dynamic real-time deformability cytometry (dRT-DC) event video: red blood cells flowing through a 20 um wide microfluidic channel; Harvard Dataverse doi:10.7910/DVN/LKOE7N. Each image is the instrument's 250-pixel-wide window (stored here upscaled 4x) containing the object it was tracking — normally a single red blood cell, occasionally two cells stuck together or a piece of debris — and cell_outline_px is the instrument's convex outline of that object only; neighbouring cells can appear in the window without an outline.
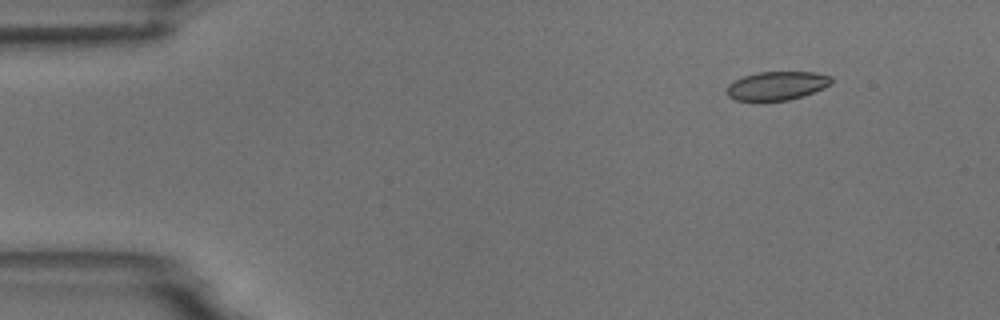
{"species": "common noctule bat (a hibernating species)", "species_latin": "Nyctalus noctula", "temperature_condition": "room temperature", "stored_images_in_passage": 5, "camera_frame_rate_fps": 3000, "um_per_image_px": 0.085, "animal": {"sex": "male", "body_mass_g": 18.8}, "frame": {"image": 1, "passage_image": 2, "time_ms": 1.0, "image_size_px": [1000, 320], "cell_outline_px": [[832, 84], [824, 88], [788, 100], [736, 100], [728, 96], [728, 84], [744, 76], [756, 72], [816, 72], [832, 76]], "centroid_in_image_um": [66.07, 7.27], "position_along_channel_um": 18.9, "area_um2": 17.22}}
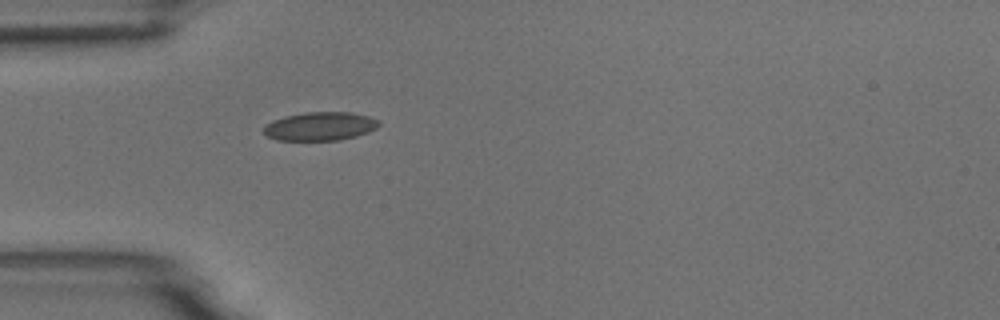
{"frame": {"image": 2, "passage_image": 5, "time_ms": 4.333, "image_size_px": [1000, 320], "cell_outline_px": [[380, 124], [376, 128], [368, 132], [356, 136], [340, 140], [276, 140], [268, 136], [264, 132], [264, 124], [272, 120], [284, 116], [304, 112], [348, 112], [368, 116], [380, 120]], "centroid_in_image_um": [27.2, 10.73], "position_along_channel_um": 57.8, "area_um2": 19.25}}